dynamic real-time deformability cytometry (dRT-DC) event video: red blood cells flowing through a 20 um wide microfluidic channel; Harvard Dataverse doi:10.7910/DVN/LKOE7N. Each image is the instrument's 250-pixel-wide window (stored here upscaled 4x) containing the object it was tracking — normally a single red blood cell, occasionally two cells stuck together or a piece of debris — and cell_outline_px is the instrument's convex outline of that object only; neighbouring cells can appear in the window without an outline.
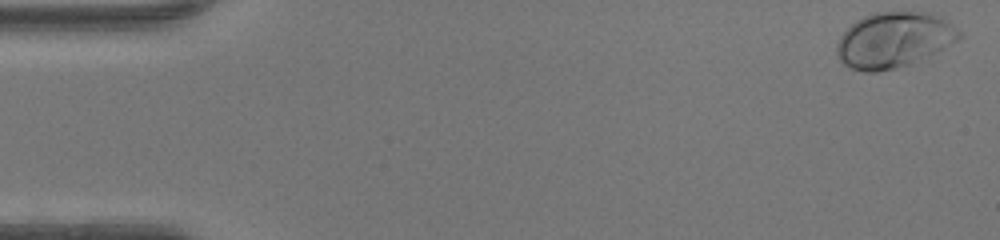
{"species": "human", "species_latin": "Homo sapiens", "temperature_condition": "warm", "stored_images_in_passage": 47, "camera_frame_rate_fps": 3000, "um_per_image_px": 0.085, "donor": {"sex": "female"}, "frame": {"image": 1, "passage_image": 1, "time_ms": 0.0, "image_size_px": [1000, 240], "cell_outline_px": [[964, 36], [960, 40], [908, 64], [896, 68], [876, 72], [864, 72], [852, 68], [844, 64], [840, 60], [836, 52], [836, 44], [840, 36], [856, 20], [864, 16], [876, 12], [928, 12], [940, 16], [960, 32]], "centroid_in_image_um": [75.96, 3.39], "position_along_channel_um": 9.0, "area_um2": 39.19}}
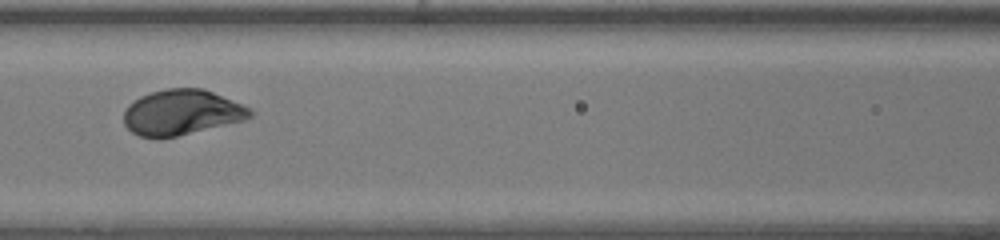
{"frame": {"image": 2, "passage_image": 21, "time_ms": 6.667, "image_size_px": [1000, 240], "cell_outline_px": [[252, 116], [244, 120], [176, 136], [140, 136], [132, 132], [124, 124], [124, 112], [128, 104], [140, 96], [152, 92], [168, 88], [204, 88], [240, 104], [248, 108], [252, 112]], "centroid_in_image_um": [15.41, 9.53], "position_along_channel_um": 151.2, "area_um2": 32.71}}
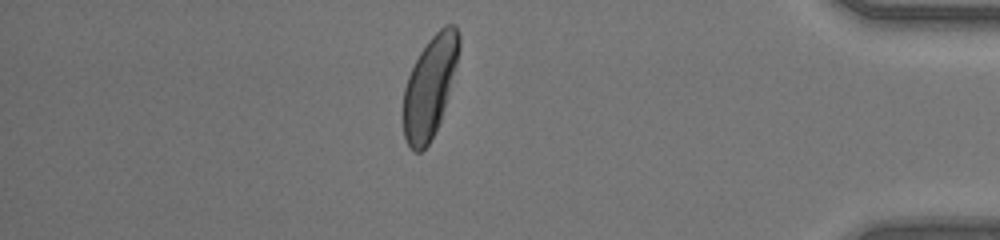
{"frame": {"image": 3, "passage_image": 41, "time_ms": 13.333, "image_size_px": [1000, 240], "cell_outline_px": [[460, 48], [456, 64], [440, 120], [428, 144], [420, 152], [416, 152], [408, 144], [404, 136], [404, 88], [408, 76], [420, 52], [428, 40], [444, 24], [456, 24], [460, 36]], "centroid_in_image_um": [36.54, 7.31], "position_along_channel_um": 398.7, "area_um2": 32.02}, "authors_computed_cell_mechanics": {"area_um2": 33.6396, "velocity_mm_per_s": 4.3061, "shape_relaxation_time_tau1_ms": 1.3083, "shape_relaxation_time_tau2_ms": null, "deformation_change_tau1": 0.1349, "deformation_change_tau2": null}}